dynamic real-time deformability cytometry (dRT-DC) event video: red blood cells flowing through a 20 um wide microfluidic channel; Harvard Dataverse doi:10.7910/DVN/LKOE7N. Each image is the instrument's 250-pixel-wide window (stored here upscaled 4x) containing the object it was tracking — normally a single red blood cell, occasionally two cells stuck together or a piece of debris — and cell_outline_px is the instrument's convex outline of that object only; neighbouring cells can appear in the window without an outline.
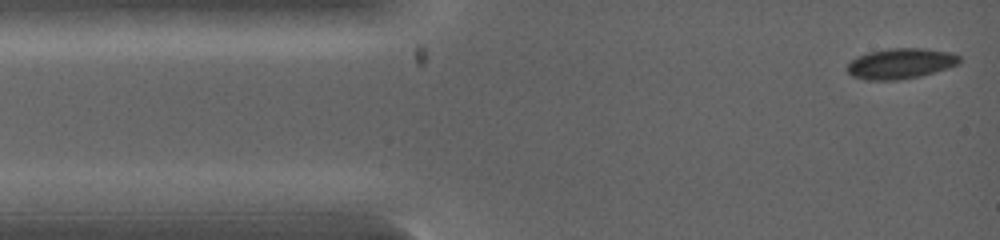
{"species": "common noctule bat (a hibernating species)", "species_latin": "Nyctalus noctula", "temperature_condition": "warm", "stored_images_in_passage": 13, "camera_frame_rate_fps": 5000, "um_per_image_px": 0.085, "animal": {"sex": "female", "body_mass_g": 19.0, "forearm_length_mm": 53.3}, "frame": {"image": 1, "passage_image": 1, "time_ms": 0.0, "image_size_px": [1000, 240], "cell_outline_px": [[960, 64], [948, 68], [920, 76], [896, 80], [864, 80], [852, 76], [844, 68], [856, 56], [868, 52], [888, 48], [924, 48], [948, 52], [960, 56]], "centroid_in_image_um": [76.52, 5.4], "position_along_channel_um": 8.5, "area_um2": 20.11}}
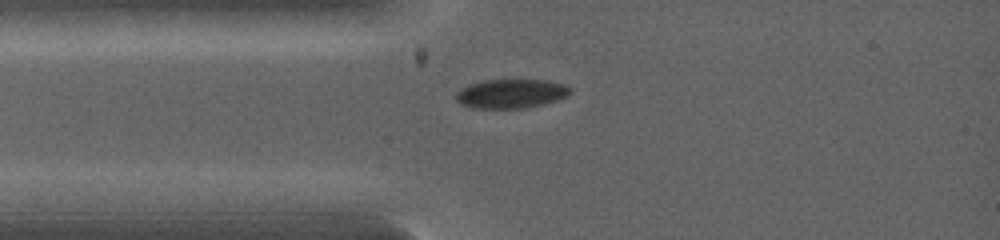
{"frame": {"image": 2, "passage_image": 8, "time_ms": 1.6, "image_size_px": [1000, 240], "cell_outline_px": [[572, 92], [568, 96], [544, 104], [524, 108], [472, 108], [460, 104], [456, 100], [456, 92], [460, 88], [484, 80], [548, 80], [564, 84], [572, 88]], "centroid_in_image_um": [43.46, 7.96], "position_along_channel_um": 41.5, "area_um2": 19.48}}
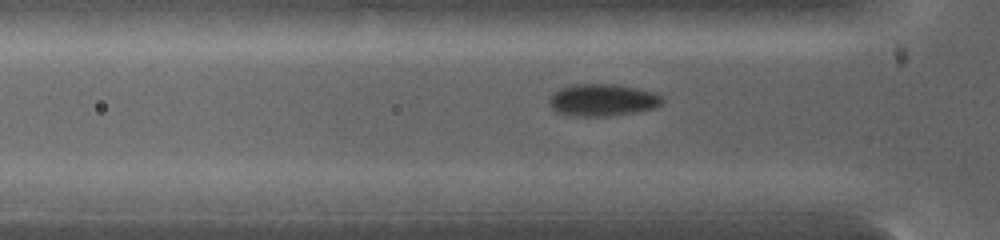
{"frame": {"image": 3, "passage_image": 11, "time_ms": 2.2, "image_size_px": [1000, 240], "cell_outline_px": [[664, 104], [656, 108], [636, 112], [608, 116], [576, 116], [556, 112], [548, 104], [548, 100], [560, 88], [572, 84], [616, 84], [640, 88], [664, 96]], "centroid_in_image_um": [51.27, 8.5], "position_along_channel_um": 74.5, "area_um2": 21.44}}